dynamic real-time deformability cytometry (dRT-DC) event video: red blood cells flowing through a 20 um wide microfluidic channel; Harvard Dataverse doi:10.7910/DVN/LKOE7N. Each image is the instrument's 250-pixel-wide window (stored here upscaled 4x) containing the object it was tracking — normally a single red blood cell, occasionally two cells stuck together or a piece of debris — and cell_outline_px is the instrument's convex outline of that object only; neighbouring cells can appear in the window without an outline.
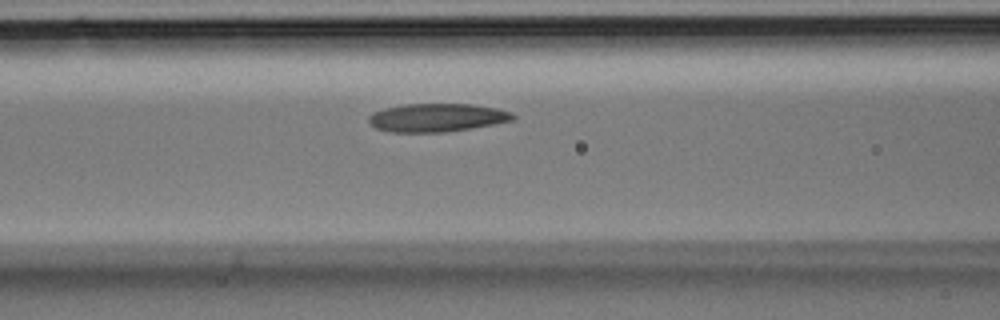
{"species": "Egyptian fruit bat (a non-hibernating species)", "species_latin": "Rousettus aegyptiacus", "temperature_condition": "room temperature", "stored_images_in_passage": 27, "camera_frame_rate_fps": 3000, "um_per_image_px": 0.085, "animal": {"sex": "male"}, "frame": {"image": 1, "passage_image": 6, "time_ms": 1.667, "image_size_px": [1000, 320], "cell_outline_px": [[516, 116], [512, 120], [492, 124], [444, 132], [388, 132], [376, 128], [368, 120], [368, 116], [372, 112], [384, 108], [404, 104], [472, 104], [496, 108], [512, 112]], "centroid_in_image_um": [37.1, 9.99], "position_along_channel_um": 129.5, "area_um2": 23.64}}
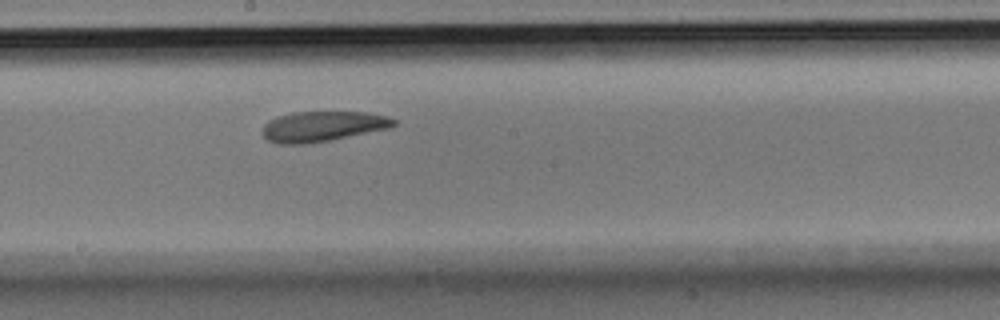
{"frame": {"image": 2, "passage_image": 11, "time_ms": 3.333, "image_size_px": [1000, 320], "cell_outline_px": [[396, 124], [388, 128], [328, 140], [304, 144], [276, 144], [268, 140], [264, 136], [264, 124], [268, 120], [276, 116], [292, 112], [368, 112], [388, 116], [396, 120]], "centroid_in_image_um": [27.4, 10.73], "position_along_channel_um": 220.8, "area_um2": 23.0}}
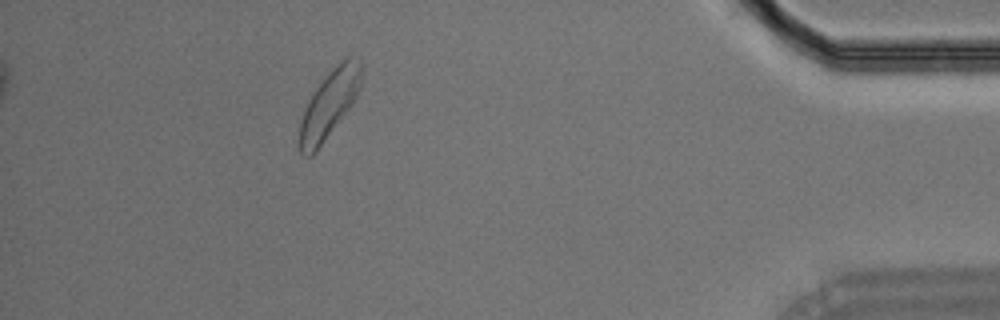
{"frame": {"image": 3, "passage_image": 24, "time_ms": 7.667, "image_size_px": [1000, 320], "cell_outline_px": [[364, 64], [360, 84], [356, 96], [352, 104], [316, 152], [312, 156], [304, 156], [300, 152], [296, 140], [300, 124], [304, 112], [316, 88], [328, 72], [332, 68], [348, 56], [360, 56]], "centroid_in_image_um": [28.0, 8.85], "position_along_channel_um": 407.2, "area_um2": 24.45}}